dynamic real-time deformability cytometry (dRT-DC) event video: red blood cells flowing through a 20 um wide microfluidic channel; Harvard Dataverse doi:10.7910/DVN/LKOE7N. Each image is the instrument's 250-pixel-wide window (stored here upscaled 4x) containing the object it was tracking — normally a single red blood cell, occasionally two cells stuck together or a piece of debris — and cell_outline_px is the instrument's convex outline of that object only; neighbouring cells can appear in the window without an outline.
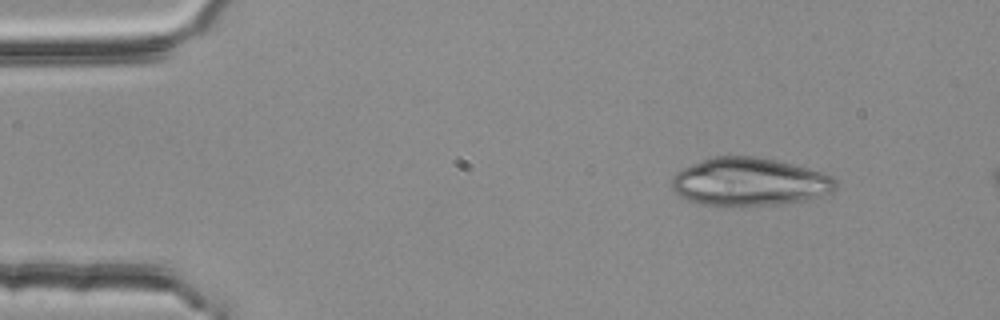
{"species": "common noctule bat (a hibernating species)", "species_latin": "Nyctalus noctula", "temperature_condition": "room temperature", "stored_images_in_passage": 3, "camera_frame_rate_fps": 3000, "um_per_image_px": 0.085, "animal": {"sex": "female", "body_mass_g": 25.1}, "frame": {"image": 1, "passage_image": 3, "time_ms": 0.667, "image_size_px": [1000, 320], "cell_outline_px": [[836, 188], [832, 192], [820, 196], [804, 200], [784, 204], [700, 204], [688, 200], [676, 192], [672, 188], [672, 176], [680, 168], [700, 160], [712, 156], [756, 156], [776, 160], [808, 168], [832, 176], [836, 180]], "centroid_in_image_um": [63.69, 15.43], "position_along_channel_um": 21.3, "area_um2": 45.55}}